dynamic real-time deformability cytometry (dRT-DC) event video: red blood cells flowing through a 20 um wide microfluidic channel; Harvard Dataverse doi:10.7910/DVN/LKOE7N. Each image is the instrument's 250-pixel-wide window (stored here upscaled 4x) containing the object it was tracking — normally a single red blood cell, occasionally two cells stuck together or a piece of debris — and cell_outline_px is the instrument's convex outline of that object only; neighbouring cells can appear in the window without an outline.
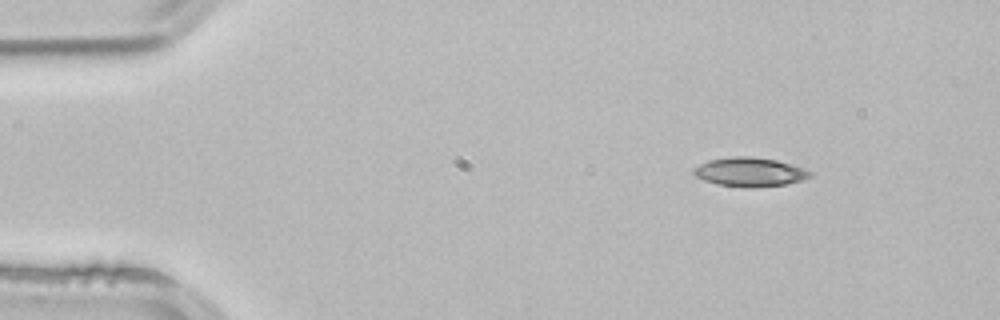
{"species": "common noctule bat (a hibernating species)", "species_latin": "Nyctalus noctula", "temperature_condition": "room temperature", "stored_images_in_passage": 3, "camera_frame_rate_fps": 3000, "um_per_image_px": 0.085, "animal": {"sex": "male", "body_mass_g": 21.5, "forearm_length_mm": 52.0}, "frame": {"image": 1, "passage_image": 1, "time_ms": 0.0, "image_size_px": [1000, 320], "cell_outline_px": [[812, 176], [804, 180], [784, 184], [752, 188], [744, 188], [716, 184], [704, 180], [696, 176], [692, 172], [692, 168], [708, 160], [732, 156], [752, 156], [776, 160], [792, 164], [812, 172]], "centroid_in_image_um": [63.71, 14.62], "position_along_channel_um": 21.3, "area_um2": 19.88}}